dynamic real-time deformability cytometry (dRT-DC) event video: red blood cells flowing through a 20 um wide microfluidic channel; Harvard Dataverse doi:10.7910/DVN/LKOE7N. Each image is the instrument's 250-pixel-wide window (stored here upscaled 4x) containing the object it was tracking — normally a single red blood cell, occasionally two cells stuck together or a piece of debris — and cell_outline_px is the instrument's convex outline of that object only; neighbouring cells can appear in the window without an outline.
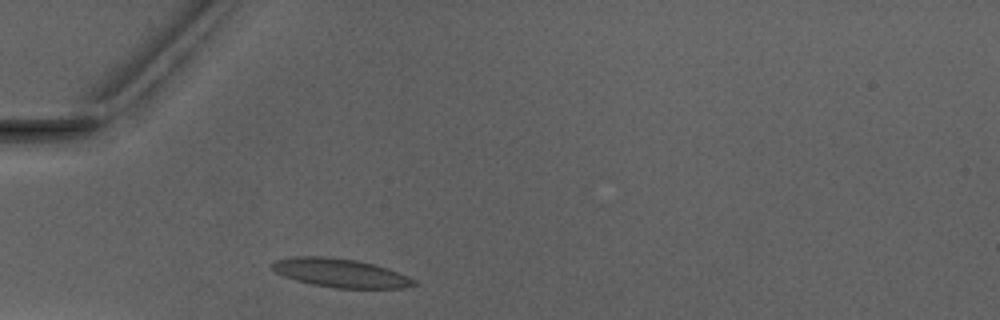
{"species": "Egyptian fruit bat (a non-hibernating species)", "species_latin": "Rousettus aegyptiacus", "temperature_condition": "warm", "stored_images_in_passage": 1, "camera_frame_rate_fps": 3000, "um_per_image_px": 0.085, "animal": {"sex": "male"}, "frame": {"image": 1, "passage_image": 1, "time_ms": 0.0, "image_size_px": [1000, 320], "cell_outline_px": [[416, 284], [404, 288], [336, 288], [312, 284], [296, 280], [284, 276], [276, 272], [272, 268], [272, 264], [276, 260], [292, 256], [328, 256], [356, 260], [372, 264], [408, 276], [416, 280]], "centroid_in_image_um": [28.91, 23.2], "position_along_channel_um": 56.1, "area_um2": 23.47}}